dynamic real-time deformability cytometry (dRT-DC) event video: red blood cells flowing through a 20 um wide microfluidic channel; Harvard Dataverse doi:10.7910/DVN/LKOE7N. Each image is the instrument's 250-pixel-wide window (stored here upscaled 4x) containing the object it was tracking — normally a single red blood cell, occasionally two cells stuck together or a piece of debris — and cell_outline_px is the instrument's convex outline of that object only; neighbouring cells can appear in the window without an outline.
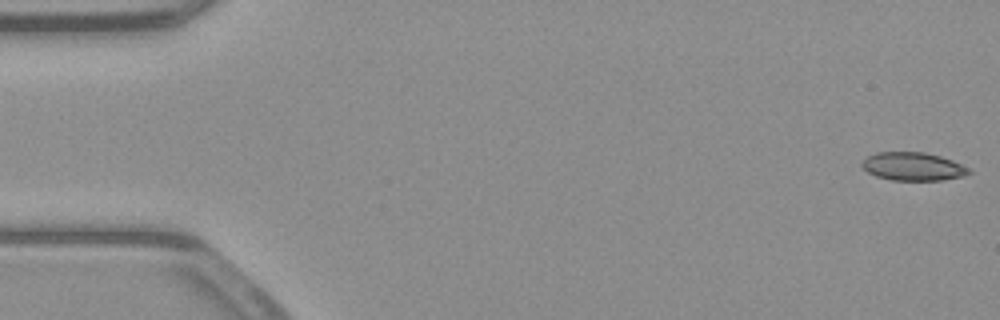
{"species": "common noctule bat (a hibernating species)", "species_latin": "Nyctalus noctula", "temperature_condition": "warm", "stored_images_in_passage": 52, "camera_frame_rate_fps": 3000, "um_per_image_px": 0.085, "animal": {"sex": "male", "body_mass_g": 23.1, "forearm_length_mm": 52.7}, "frame": {"image": 1, "passage_image": 1, "time_ms": 0.0, "image_size_px": [1000, 320], "cell_outline_px": [[972, 172], [964, 176], [940, 180], [892, 180], [876, 176], [868, 172], [860, 164], [868, 156], [876, 152], [924, 152], [940, 156], [952, 160], [968, 168]], "centroid_in_image_um": [77.6, 14.15], "position_along_channel_um": 7.4, "area_um2": 17.46}}
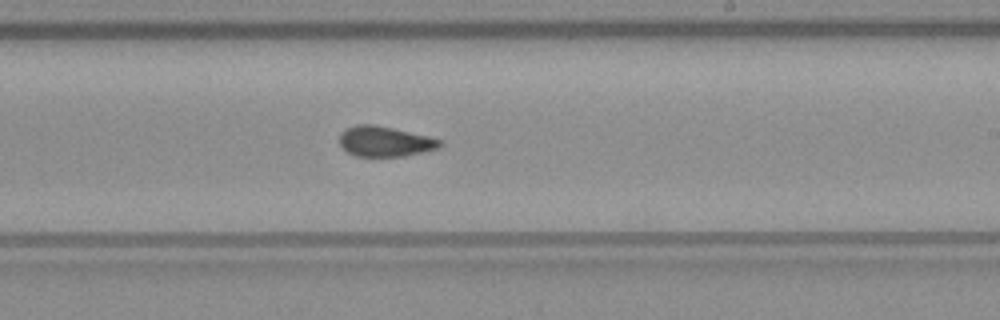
{"frame": {"image": 2, "passage_image": 31, "time_ms": 10.0, "image_size_px": [1000, 320], "cell_outline_px": [[444, 144], [440, 148], [404, 156], [356, 156], [348, 152], [340, 144], [340, 132], [344, 128], [356, 124], [372, 124], [392, 128], [428, 136], [440, 140]], "centroid_in_image_um": [32.71, 12.01], "position_along_channel_um": 256.3, "area_um2": 17.69}}
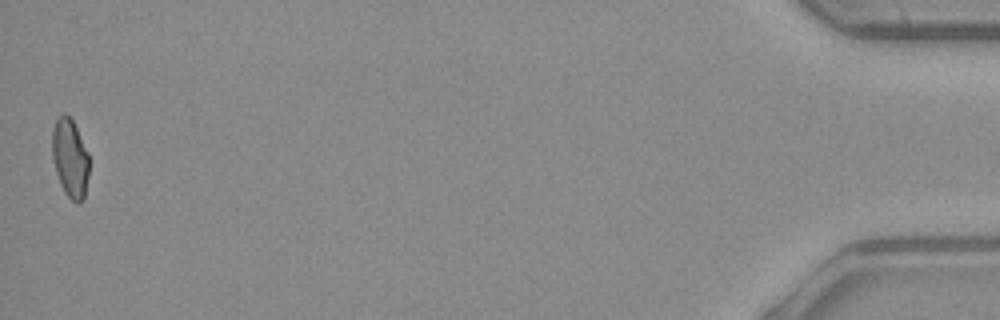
{"frame": {"image": 3, "passage_image": 52, "time_ms": 17.0, "image_size_px": [1000, 320], "cell_outline_px": [[88, 176], [84, 200], [80, 204], [76, 204], [64, 192], [60, 184], [56, 172], [52, 156], [52, 128], [56, 120], [64, 112], [72, 120], [88, 152]], "centroid_in_image_um": [5.95, 13.48], "position_along_channel_um": 429.3, "area_um2": 16.94}, "authors_computed_cell_mechanics": {"area_um2": 18.0047, "velocity_mm_per_s": 3.9519, "shape_relaxation_time_tau1_ms": null, "shape_relaxation_time_tau2_ms": 1.6099, "deformation_change_tau1": null, "deformation_change_tau2": 0.0792}}